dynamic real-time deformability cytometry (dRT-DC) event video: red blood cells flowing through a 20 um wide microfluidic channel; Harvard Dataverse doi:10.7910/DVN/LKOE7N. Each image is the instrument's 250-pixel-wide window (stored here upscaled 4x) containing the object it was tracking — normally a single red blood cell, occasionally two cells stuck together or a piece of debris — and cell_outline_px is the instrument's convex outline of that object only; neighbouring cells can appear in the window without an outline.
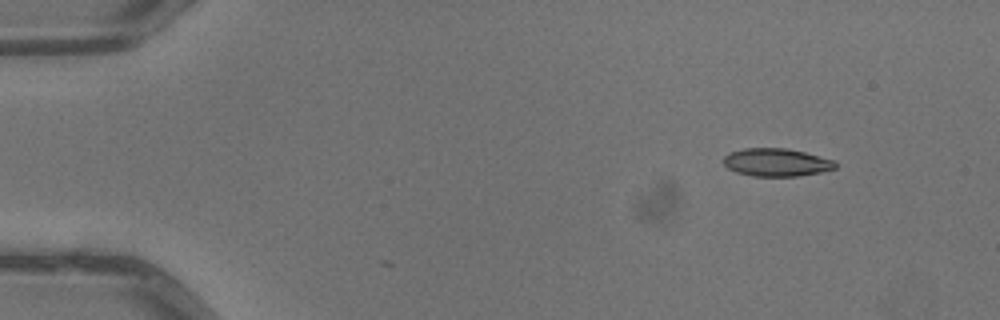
{"species": "common noctule bat (a hibernating species)", "species_latin": "Nyctalus noctula", "temperature_condition": "warm", "stored_images_in_passage": 3, "camera_frame_rate_fps": 3000, "um_per_image_px": 0.085, "animal": {"sex": "male", "body_mass_g": 13.3}, "frame": {"image": 1, "passage_image": 3, "time_ms": 0.667, "image_size_px": [1000, 320], "cell_outline_px": [[836, 168], [820, 172], [800, 176], [752, 176], [736, 172], [728, 168], [724, 164], [724, 156], [728, 152], [744, 148], [788, 148], [836, 160]], "centroid_in_image_um": [66.0, 13.79], "position_along_channel_um": 19.0, "area_um2": 18.32}}